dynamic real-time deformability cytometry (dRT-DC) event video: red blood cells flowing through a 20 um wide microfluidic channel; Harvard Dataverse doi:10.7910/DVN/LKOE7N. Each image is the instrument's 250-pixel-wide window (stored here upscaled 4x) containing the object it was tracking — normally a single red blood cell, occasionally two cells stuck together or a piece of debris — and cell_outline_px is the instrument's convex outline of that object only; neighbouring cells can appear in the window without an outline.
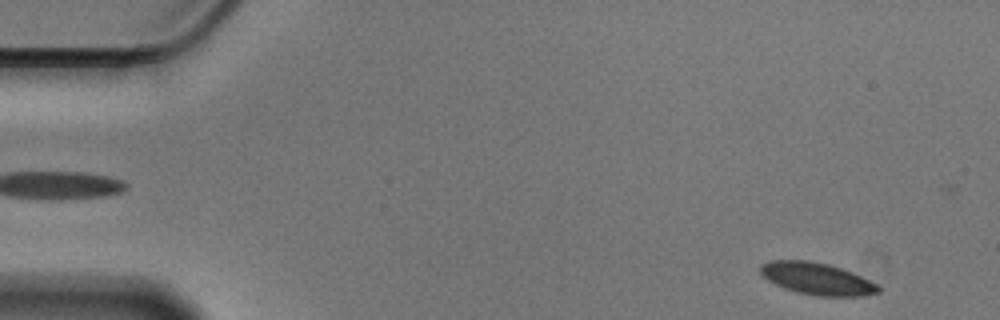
{"species": "Egyptian fruit bat (a non-hibernating species)", "species_latin": "Rousettus aegyptiacus", "temperature_condition": "cold", "stored_images_in_passage": 37, "camera_frame_rate_fps": 3000, "um_per_image_px": 0.085, "animal": {"sex": "male"}, "frame": {"image": 1, "passage_image": 2, "time_ms": 0.333, "image_size_px": [1000, 320], "cell_outline_px": [[880, 292], [864, 296], [816, 296], [796, 292], [784, 288], [768, 280], [760, 272], [760, 264], [768, 260], [808, 260], [828, 264], [852, 272], [876, 284], [880, 288]], "centroid_in_image_um": [69.41, 23.69], "position_along_channel_um": 15.6, "area_um2": 21.96}}
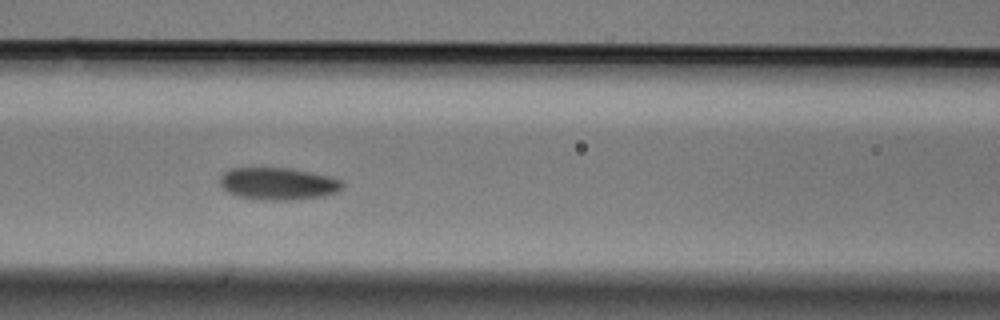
{"frame": {"image": 2, "passage_image": 22, "time_ms": 7.0, "image_size_px": [1000, 320], "cell_outline_px": [[344, 188], [336, 192], [324, 196], [296, 200], [260, 200], [236, 196], [220, 188], [220, 176], [228, 168], [288, 168], [328, 176], [344, 180]], "centroid_in_image_um": [23.62, 15.63], "position_along_channel_um": 143.0, "area_um2": 23.35}}
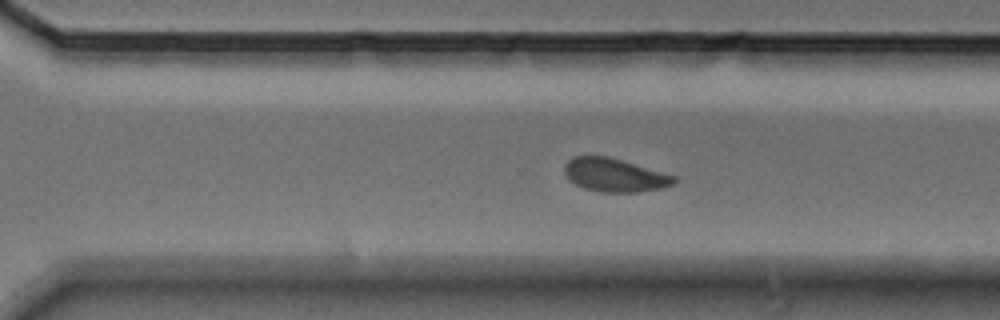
{"frame": {"image": 3, "passage_image": 37, "time_ms": 12.0, "image_size_px": [1000, 320], "cell_outline_px": [[676, 180], [672, 184], [660, 188], [640, 192], [600, 192], [584, 188], [568, 180], [564, 172], [564, 164], [572, 156], [608, 156], [676, 176]], "centroid_in_image_um": [52.19, 14.88], "position_along_channel_um": 318.4, "area_um2": 21.27}}